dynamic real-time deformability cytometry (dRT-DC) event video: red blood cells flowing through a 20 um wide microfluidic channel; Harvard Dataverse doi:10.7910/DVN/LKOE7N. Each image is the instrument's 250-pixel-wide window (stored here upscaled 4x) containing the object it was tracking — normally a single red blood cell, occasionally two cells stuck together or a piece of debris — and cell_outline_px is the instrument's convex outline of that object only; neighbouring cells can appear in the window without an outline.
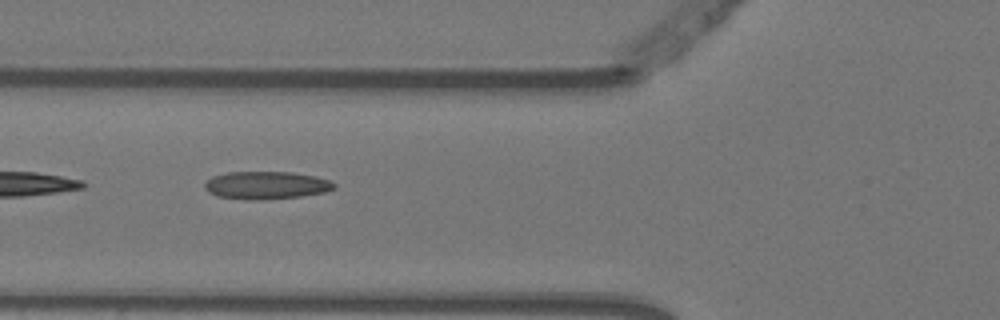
{"species": "Egyptian fruit bat (a non-hibernating species)", "species_latin": "Rousettus aegyptiacus", "temperature_condition": "warm", "stored_images_in_passage": 6, "camera_frame_rate_fps": 3000, "um_per_image_px": 0.085, "animal": {"sex": "female"}, "frame": {"image": 1, "passage_image": 5, "time_ms": 1.333, "image_size_px": [1000, 320], "cell_outline_px": [[336, 188], [324, 192], [300, 196], [260, 200], [244, 200], [216, 196], [208, 192], [204, 188], [204, 184], [212, 176], [228, 172], [292, 172], [316, 176], [328, 180], [336, 184]], "centroid_in_image_um": [22.6, 15.75], "position_along_channel_um": 103.2, "area_um2": 21.04}}
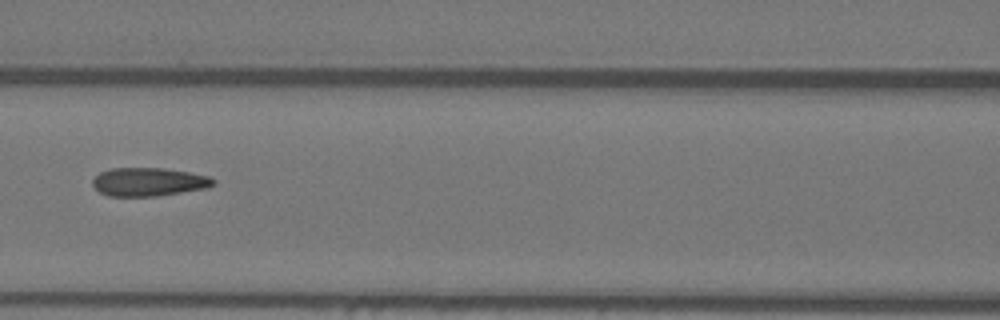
{"frame": {"image": 2, "passage_image": 6, "time_ms": 1.667, "image_size_px": [1000, 320], "cell_outline_px": [[216, 184], [208, 188], [156, 196], [108, 196], [100, 192], [92, 184], [92, 180], [100, 172], [112, 168], [164, 168], [188, 172], [208, 176], [216, 180]], "centroid_in_image_um": [12.66, 15.46], "position_along_channel_um": 153.9, "area_um2": 20.0}}